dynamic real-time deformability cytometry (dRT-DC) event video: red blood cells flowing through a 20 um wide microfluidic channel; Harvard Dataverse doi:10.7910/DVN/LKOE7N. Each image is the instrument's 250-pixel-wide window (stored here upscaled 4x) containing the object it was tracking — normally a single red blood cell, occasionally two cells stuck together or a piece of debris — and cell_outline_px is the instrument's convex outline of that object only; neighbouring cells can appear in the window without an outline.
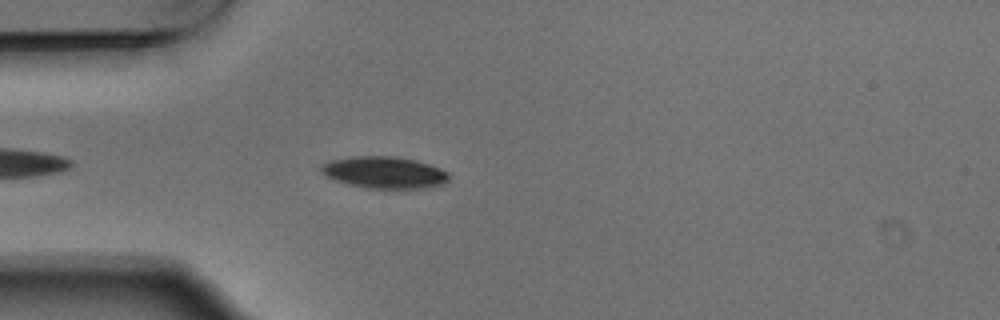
{"species": "Egyptian fruit bat (a non-hibernating species)", "species_latin": "Rousettus aegyptiacus", "temperature_condition": "warm", "stored_images_in_passage": 4, "camera_frame_rate_fps": 3000, "um_per_image_px": 0.085, "animal": {"sex": "male"}, "frame": {"image": 1, "passage_image": 4, "time_ms": 1.0, "image_size_px": [1000, 320], "cell_outline_px": [[448, 180], [440, 184], [424, 188], [368, 188], [348, 184], [324, 176], [320, 172], [320, 164], [328, 160], [352, 156], [392, 156], [416, 160], [440, 168], [448, 172]], "centroid_in_image_um": [32.59, 14.64], "position_along_channel_um": 52.4, "area_um2": 23.7}}